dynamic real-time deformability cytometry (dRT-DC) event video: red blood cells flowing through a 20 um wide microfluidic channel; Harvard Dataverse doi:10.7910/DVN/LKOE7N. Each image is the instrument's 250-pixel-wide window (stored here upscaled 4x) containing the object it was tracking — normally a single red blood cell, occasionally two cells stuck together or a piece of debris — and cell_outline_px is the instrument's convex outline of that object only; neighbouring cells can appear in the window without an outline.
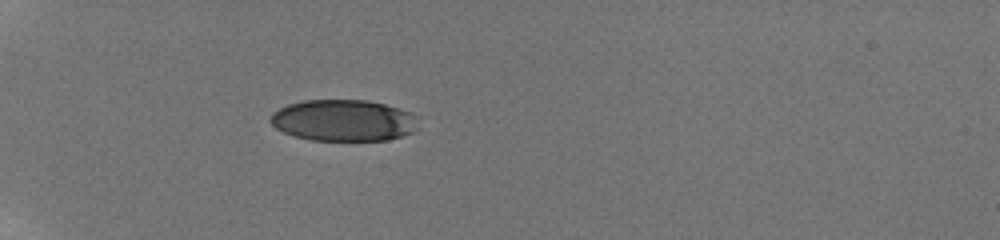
{"species": "human", "species_latin": "Homo sapiens", "temperature_condition": "room temperature", "stored_images_in_passage": 30, "camera_frame_rate_fps": 3000, "um_per_image_px": 0.085, "donor": {"sex": "male"}, "frame": {"image": 1, "passage_image": 1, "time_ms": 0.0, "image_size_px": [1000, 240], "cell_outline_px": [[412, 132], [388, 140], [312, 140], [292, 136], [276, 128], [268, 120], [272, 112], [288, 104], [304, 100], [368, 100], [384, 104], [408, 112], [412, 116]], "centroid_in_image_um": [29.06, 10.23], "position_along_channel_um": 55.9, "area_um2": 35.14}}
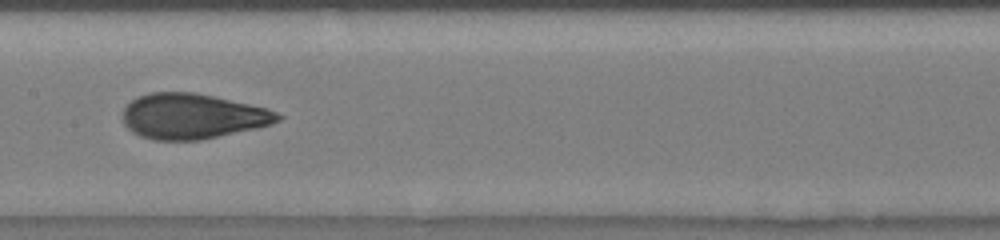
{"frame": {"image": 2, "passage_image": 11, "time_ms": 4.333, "image_size_px": [1000, 240], "cell_outline_px": [[284, 116], [280, 120], [272, 124], [256, 128], [200, 140], [156, 140], [140, 136], [132, 132], [124, 124], [124, 108], [132, 100], [148, 92], [196, 92], [268, 108]], "centroid_in_image_um": [16.38, 9.88], "position_along_channel_um": 191.0, "area_um2": 40.86}}
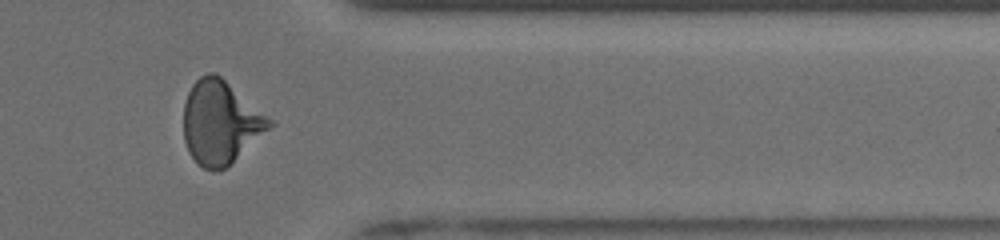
{"frame": {"image": 3, "passage_image": 24, "time_ms": 9.667, "image_size_px": [1000, 240], "cell_outline_px": [[276, 124], [224, 168], [216, 172], [212, 172], [196, 164], [188, 152], [184, 140], [184, 104], [188, 92], [192, 84], [200, 76], [208, 72], [216, 72], [272, 120]], "centroid_in_image_um": [18.72, 10.41], "position_along_channel_um": 392.7, "area_um2": 41.62}, "authors_computed_cell_mechanics": {"area_um2": 39.9398, "velocity_mm_per_s": 3.8659, "shape_relaxation_time_tau1_ms": 3.6359, "shape_relaxation_time_tau2_ms": 0.8162, "deformation_change_tau1": 0.1627, "deformation_change_tau2": 0.0646}}